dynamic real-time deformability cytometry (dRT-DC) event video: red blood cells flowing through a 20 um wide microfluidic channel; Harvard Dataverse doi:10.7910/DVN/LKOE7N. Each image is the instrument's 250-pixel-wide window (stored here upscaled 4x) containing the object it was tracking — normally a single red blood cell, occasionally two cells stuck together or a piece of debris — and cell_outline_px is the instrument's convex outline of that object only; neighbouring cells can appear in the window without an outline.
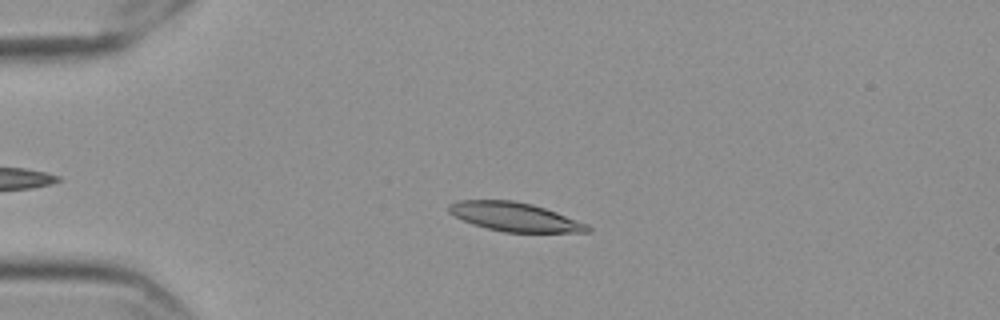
{"species": "Egyptian fruit bat (a non-hibernating species)", "species_latin": "Rousettus aegyptiacus", "temperature_condition": "cold", "stored_images_in_passage": 52, "camera_frame_rate_fps": 3000, "um_per_image_px": 0.085, "frame": {"image": 1, "passage_image": 14, "time_ms": 4.333, "image_size_px": [1000, 320], "cell_outline_px": [[592, 228], [588, 232], [504, 232], [472, 224], [448, 212], [448, 204], [460, 200], [512, 200], [532, 204], [556, 212], [588, 224]], "centroid_in_image_um": [43.75, 18.43], "position_along_channel_um": 41.2, "area_um2": 23.12}}
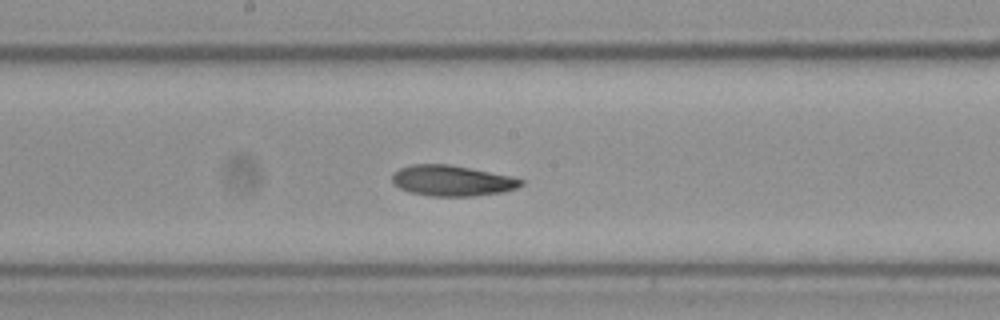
{"frame": {"image": 2, "passage_image": 31, "time_ms": 10.0, "image_size_px": [1000, 320], "cell_outline_px": [[524, 184], [516, 188], [504, 192], [472, 196], [428, 196], [408, 192], [392, 184], [392, 176], [400, 168], [412, 164], [448, 164], [508, 176], [524, 180]], "centroid_in_image_um": [38.39, 15.37], "position_along_channel_um": 209.8, "area_um2": 22.89}}
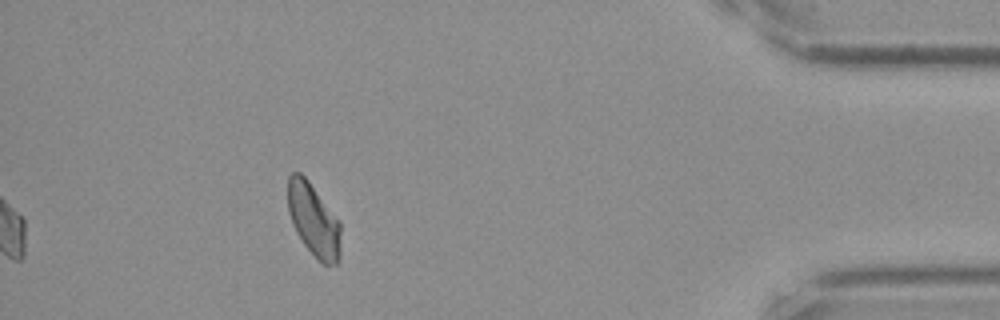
{"frame": {"image": 3, "passage_image": 52, "time_ms": 17.0, "image_size_px": [1000, 320], "cell_outline_px": [[340, 256], [336, 264], [324, 264], [304, 244], [296, 232], [292, 224], [288, 212], [288, 176], [292, 172], [300, 172], [308, 180], [340, 220]], "centroid_in_image_um": [26.65, 18.66], "position_along_channel_um": 408.5, "area_um2": 22.37}, "authors_computed_cell_mechanics": {"area_um2": 22.9466, "velocity_mm_per_s": 3.5412, "shape_relaxation_time_tau1_ms": 7.4482, "shape_relaxation_time_tau2_ms": 6.2015, "deformation_change_tau1": 0.1679, "deformation_change_tau2": 0.1185}}